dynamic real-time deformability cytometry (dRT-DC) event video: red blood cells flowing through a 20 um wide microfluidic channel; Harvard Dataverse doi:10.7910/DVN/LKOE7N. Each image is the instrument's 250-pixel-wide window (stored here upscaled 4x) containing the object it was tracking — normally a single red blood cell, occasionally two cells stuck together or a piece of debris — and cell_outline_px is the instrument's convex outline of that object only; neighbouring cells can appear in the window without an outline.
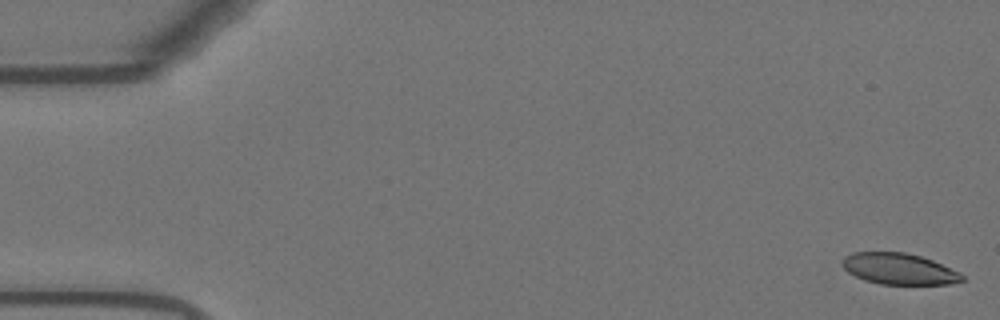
{"species": "Egyptian fruit bat (a non-hibernating species)", "species_latin": "Rousettus aegyptiacus", "temperature_condition": "warm", "stored_images_in_passage": 55, "camera_frame_rate_fps": 3000, "um_per_image_px": 0.085, "animal": {"sex": "female"}, "frame": {"image": 1, "passage_image": 1, "time_ms": 0.0, "image_size_px": [1000, 320], "cell_outline_px": [[964, 280], [948, 284], [880, 284], [864, 280], [848, 272], [840, 264], [844, 256], [852, 252], [904, 252], [920, 256], [932, 260], [960, 272], [964, 276]], "centroid_in_image_um": [76.39, 22.85], "position_along_channel_um": 8.6, "area_um2": 21.79}}
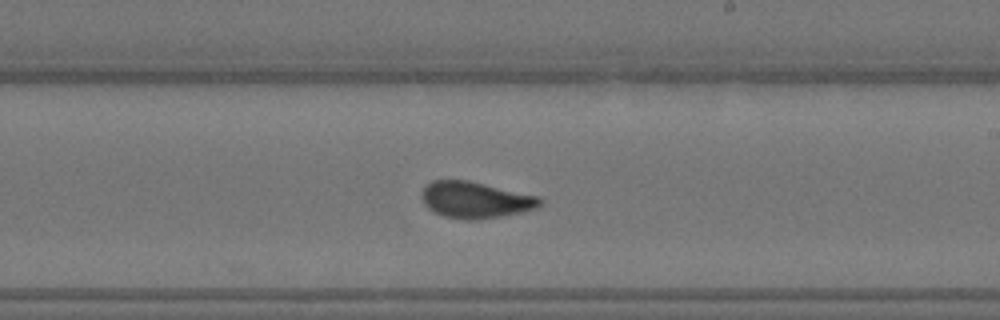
{"frame": {"image": 2, "passage_image": 32, "time_ms": 10.333, "image_size_px": [1000, 320], "cell_outline_px": [[544, 204], [536, 208], [520, 212], [500, 216], [468, 220], [444, 216], [428, 208], [424, 204], [420, 196], [420, 192], [432, 180], [468, 180], [540, 196]], "centroid_in_image_um": [40.41, 16.97], "position_along_channel_um": 248.6, "area_um2": 25.03}}
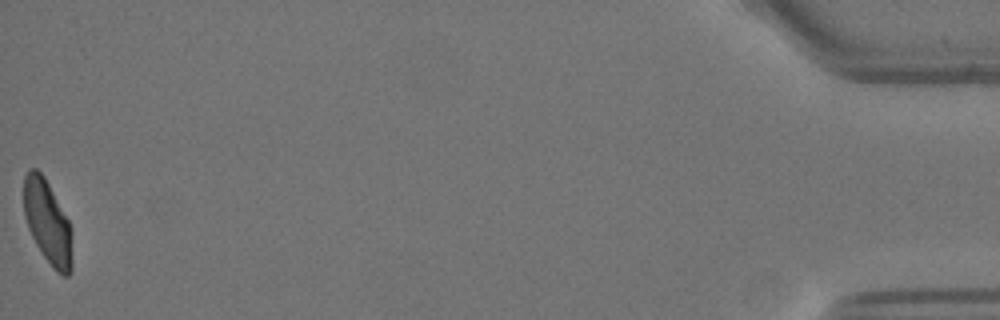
{"frame": {"image": 3, "passage_image": 55, "time_ms": 18.0, "image_size_px": [1000, 320], "cell_outline_px": [[72, 272], [68, 276], [64, 276], [56, 272], [52, 268], [36, 244], [28, 228], [24, 216], [24, 176], [28, 168], [36, 168], [44, 176], [68, 220], [72, 232]], "centroid_in_image_um": [4.05, 18.91], "position_along_channel_um": 431.1, "area_um2": 23.7}, "authors_computed_cell_mechanics": {"area_um2": 24.4494, "velocity_mm_per_s": 3.6762, "shape_relaxation_time_tau1_ms": null, "shape_relaxation_time_tau2_ms": 0.9677, "deformation_change_tau1": null, "deformation_change_tau2": 0.0621}}